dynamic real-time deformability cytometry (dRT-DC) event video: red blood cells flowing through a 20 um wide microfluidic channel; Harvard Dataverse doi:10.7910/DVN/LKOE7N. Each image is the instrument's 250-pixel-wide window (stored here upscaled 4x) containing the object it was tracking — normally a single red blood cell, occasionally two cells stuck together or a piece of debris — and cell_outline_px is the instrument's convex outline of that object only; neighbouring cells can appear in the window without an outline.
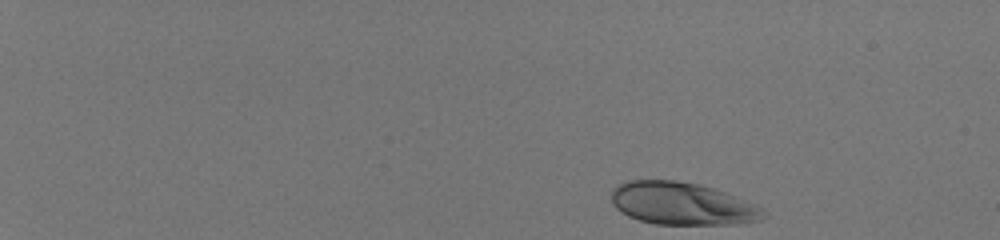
{"species": "human", "species_latin": "Homo sapiens", "temperature_condition": "room temperature", "stored_images_in_passage": 46, "camera_frame_rate_fps": 3000, "um_per_image_px": 0.085, "donor": {"sex": "male"}, "frame": {"image": 1, "passage_image": 1, "time_ms": 0.0, "image_size_px": [1000, 240], "cell_outline_px": [[768, 216], [760, 220], [732, 224], [656, 224], [640, 220], [628, 216], [616, 208], [612, 204], [612, 188], [628, 180], [676, 180], [700, 184], [724, 192], [756, 204], [764, 208], [768, 212]], "centroid_in_image_um": [58.01, 17.31], "position_along_channel_um": 27.0, "area_um2": 37.8}}
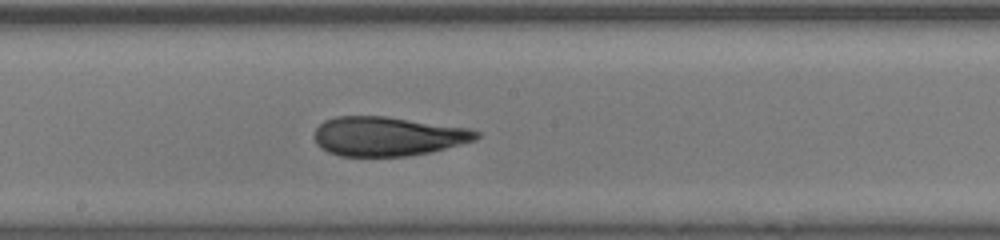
{"frame": {"image": 2, "passage_image": 27, "time_ms": 8.667, "image_size_px": [1000, 240], "cell_outline_px": [[480, 136], [476, 140], [432, 152], [408, 156], [340, 156], [328, 152], [320, 148], [316, 144], [316, 128], [324, 120], [336, 116], [388, 116], [468, 128], [480, 132]], "centroid_in_image_um": [32.97, 11.58], "position_along_channel_um": 215.2, "area_um2": 37.22}}
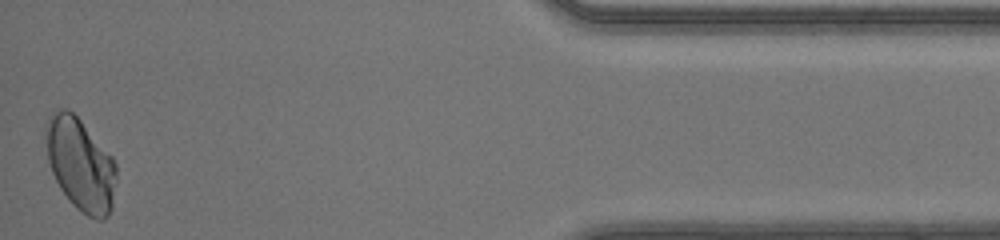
{"frame": {"image": 3, "passage_image": 46, "time_ms": 15.0, "image_size_px": [1000, 240], "cell_outline_px": [[116, 180], [112, 208], [108, 216], [104, 220], [96, 220], [80, 212], [72, 204], [60, 188], [52, 172], [48, 160], [44, 132], [44, 124], [48, 116], [52, 112], [60, 108], [68, 108], [80, 120], [112, 156], [116, 164]], "centroid_in_image_um": [6.82, 13.97], "position_along_channel_um": 428.4, "area_um2": 38.38}, "authors_computed_cell_mechanics": {"area_um2": 37.5122, "velocity_mm_per_s": 4.1519, "shape_relaxation_time_tau1_ms": 5.7031, "shape_relaxation_time_tau2_ms": null, "deformation_change_tau1": 0.1856, "deformation_change_tau2": null}}